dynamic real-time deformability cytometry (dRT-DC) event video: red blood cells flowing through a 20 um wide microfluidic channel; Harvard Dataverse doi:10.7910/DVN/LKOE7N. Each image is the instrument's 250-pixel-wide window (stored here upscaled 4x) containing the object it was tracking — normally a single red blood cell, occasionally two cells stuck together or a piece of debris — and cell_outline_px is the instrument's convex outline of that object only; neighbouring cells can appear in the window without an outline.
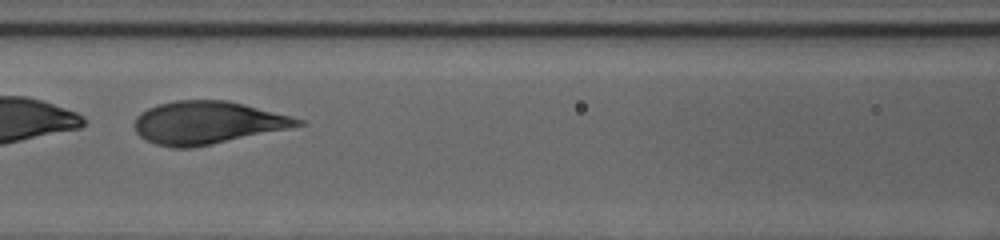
{"species": "human", "species_latin": "Homo sapiens", "temperature_condition": "cold", "stored_images_in_passage": 38, "camera_frame_rate_fps": 3000, "um_per_image_px": 0.085, "donor": {"sex": "female"}, "frame": {"image": 1, "passage_image": 11, "time_ms": 3.333, "image_size_px": [1000, 240], "cell_outline_px": [[304, 124], [212, 144], [188, 148], [176, 148], [156, 144], [144, 140], [136, 132], [132, 124], [136, 116], [140, 112], [148, 108], [160, 104], [176, 100], [228, 100], [292, 116], [304, 120]], "centroid_in_image_um": [17.55, 10.42], "position_along_channel_um": 149.0, "area_um2": 40.34}}
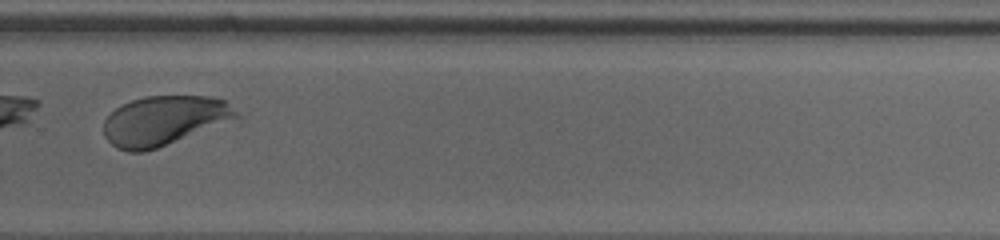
{"frame": {"image": 2, "passage_image": 24, "time_ms": 7.667, "image_size_px": [1000, 240], "cell_outline_px": [[244, 120], [144, 152], [128, 152], [116, 148], [104, 136], [104, 120], [116, 108], [132, 100], [144, 96], [212, 96], [224, 100]], "centroid_in_image_um": [14.06, 10.27], "position_along_channel_um": 315.7, "area_um2": 39.19}}
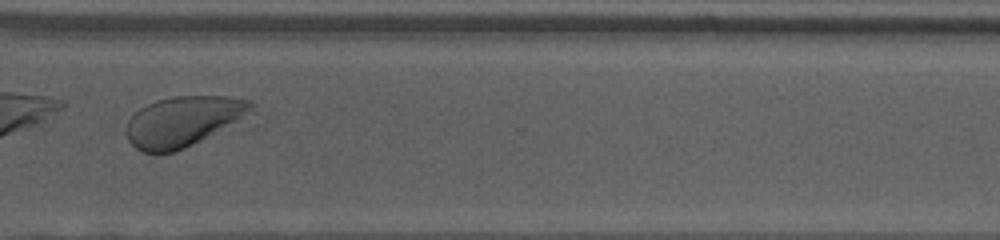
{"frame": {"image": 3, "passage_image": 27, "time_ms": 8.667, "image_size_px": [1000, 240], "cell_outline_px": [[256, 128], [244, 132], [176, 152], [144, 152], [136, 148], [128, 140], [128, 120], [140, 108], [156, 100], [172, 96], [228, 96], [252, 100], [256, 112]], "centroid_in_image_um": [16.08, 10.38], "position_along_channel_um": 354.5, "area_um2": 41.04}, "authors_computed_cell_mechanics": {"area_um2": 41.2692, "velocity_mm_per_s": 3.8573, "shape_relaxation_time_tau1_ms": 1.6312, "shape_relaxation_time_tau2_ms": null, "deformation_change_tau1": 0.3074, "deformation_change_tau2": null}}